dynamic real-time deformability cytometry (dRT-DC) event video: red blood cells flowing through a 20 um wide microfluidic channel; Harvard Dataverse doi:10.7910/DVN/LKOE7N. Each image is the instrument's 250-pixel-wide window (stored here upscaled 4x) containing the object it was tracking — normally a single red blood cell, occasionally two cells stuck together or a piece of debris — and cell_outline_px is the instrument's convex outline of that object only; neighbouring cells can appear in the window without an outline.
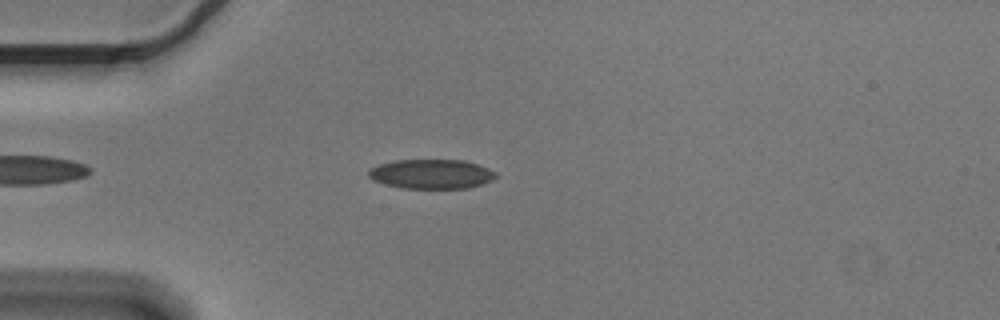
{"species": "Egyptian fruit bat (a non-hibernating species)", "species_latin": "Rousettus aegyptiacus", "temperature_condition": "cold", "stored_images_in_passage": 3, "camera_frame_rate_fps": 3000, "um_per_image_px": 0.085, "animal": {"sex": "male"}, "frame": {"image": 1, "passage_image": 3, "time_ms": 0.667, "image_size_px": [1000, 320], "cell_outline_px": [[496, 176], [492, 180], [468, 188], [400, 188], [384, 184], [372, 180], [368, 176], [368, 172], [372, 168], [380, 164], [396, 160], [464, 160], [488, 168], [496, 172]], "centroid_in_image_um": [36.65, 14.79], "position_along_channel_um": 48.3, "area_um2": 21.73}}